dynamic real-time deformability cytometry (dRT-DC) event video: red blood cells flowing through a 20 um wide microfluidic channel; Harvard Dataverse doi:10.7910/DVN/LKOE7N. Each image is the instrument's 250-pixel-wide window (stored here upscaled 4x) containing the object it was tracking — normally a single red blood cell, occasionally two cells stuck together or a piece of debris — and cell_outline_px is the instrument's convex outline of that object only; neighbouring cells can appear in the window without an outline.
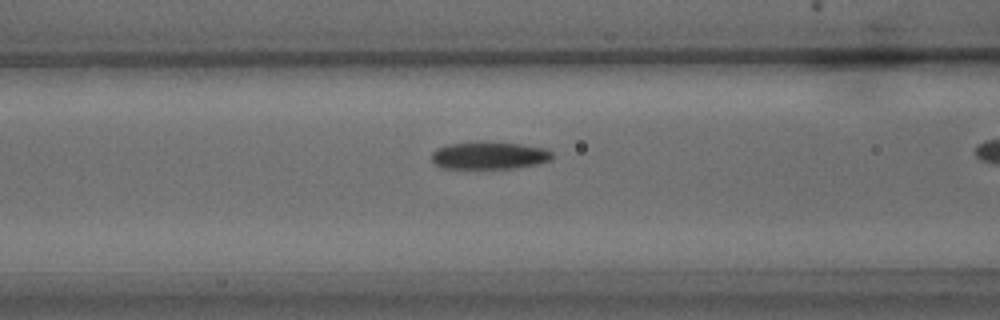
{"species": "common noctule bat (a hibernating species)", "species_latin": "Nyctalus noctula", "temperature_condition": "warm", "stored_images_in_passage": 29, "camera_frame_rate_fps": 3000, "um_per_image_px": 0.085, "animal": {"sex": "male", "body_mass_g": 15.6}, "frame": {"image": 1, "passage_image": 13, "time_ms": 4.0, "image_size_px": [1000, 320], "cell_outline_px": [[556, 156], [552, 160], [536, 164], [516, 168], [440, 168], [432, 160], [432, 152], [436, 148], [448, 144], [472, 140], [480, 140], [520, 144], [544, 148], [552, 152]], "centroid_in_image_um": [41.58, 13.19], "position_along_channel_um": 125.0, "area_um2": 19.83}}
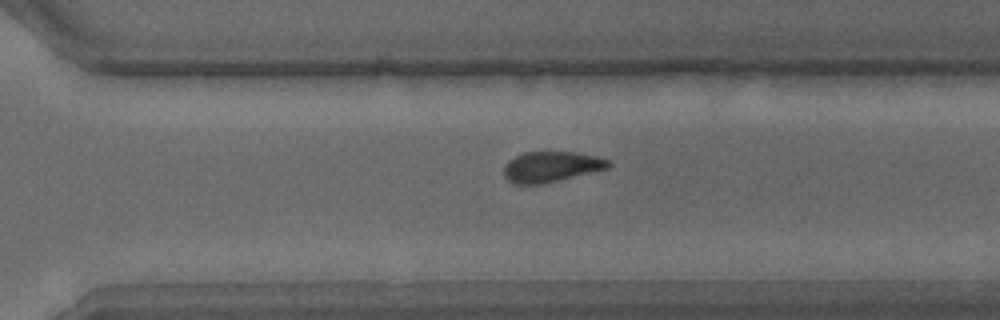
{"frame": {"image": 2, "passage_image": 25, "time_ms": 8.0, "image_size_px": [1000, 320], "cell_outline_px": [[612, 164], [608, 168], [540, 184], [516, 184], [508, 180], [504, 176], [504, 164], [508, 160], [524, 152], [576, 152], [596, 156], [608, 160]], "centroid_in_image_um": [46.82, 14.16], "position_along_channel_um": 323.8, "area_um2": 18.38}}